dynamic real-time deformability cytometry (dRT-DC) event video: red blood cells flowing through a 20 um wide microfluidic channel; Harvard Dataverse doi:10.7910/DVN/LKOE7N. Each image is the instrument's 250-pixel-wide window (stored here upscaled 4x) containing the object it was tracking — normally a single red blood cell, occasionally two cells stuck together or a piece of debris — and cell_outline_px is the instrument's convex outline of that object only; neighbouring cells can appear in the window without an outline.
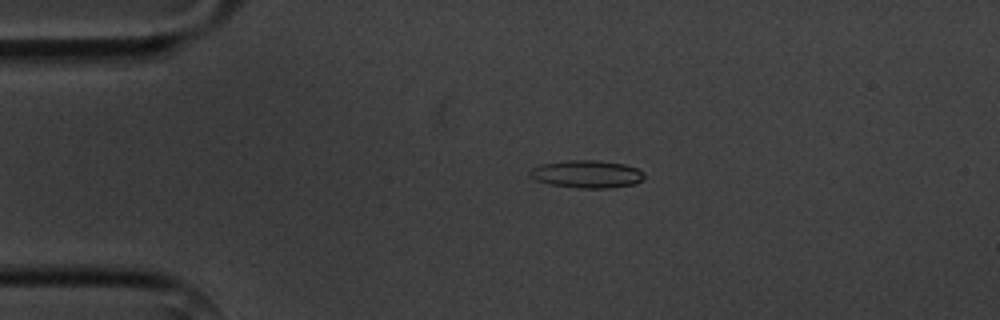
{"species": "common noctule bat (a hibernating species)", "species_latin": "Nyctalus noctula", "temperature_condition": "cold", "stored_images_in_passage": 5, "camera_frame_rate_fps": 3000, "um_per_image_px": 0.085, "animal": {"sex": "male", "body_mass_g": 20.1, "forearm_length_mm": 53.5}, "frame": {"image": 1, "passage_image": 3, "time_ms": 3.333, "image_size_px": [1000, 320], "cell_outline_px": [[644, 180], [636, 184], [612, 188], [576, 188], [552, 184], [536, 180], [528, 176], [528, 172], [532, 168], [540, 164], [568, 160], [596, 160], [624, 164], [636, 168], [644, 172]], "centroid_in_image_um": [49.9, 14.8], "position_along_channel_um": 35.1, "area_um2": 18.61}}
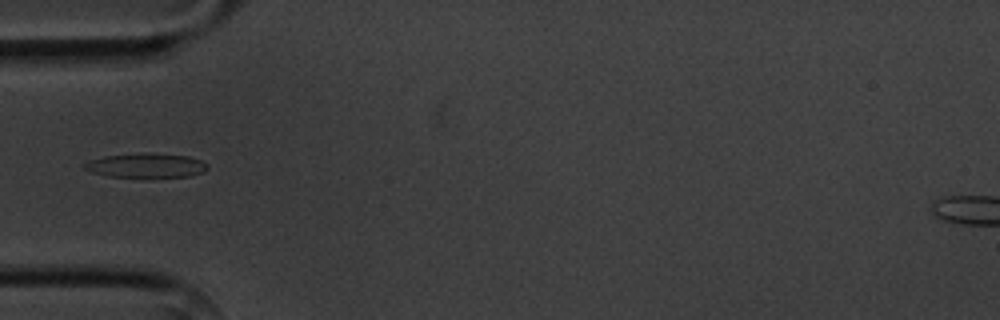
{"frame": {"image": 2, "passage_image": 5, "time_ms": 5.333, "image_size_px": [1000, 320], "cell_outline_px": [[208, 168], [204, 172], [188, 176], [148, 180], [108, 176], [92, 172], [84, 168], [84, 164], [92, 160], [104, 156], [144, 152], [148, 152], [188, 156], [200, 160], [208, 164]], "centroid_in_image_um": [12.46, 14.1], "position_along_channel_um": 72.5, "area_um2": 18.32}}